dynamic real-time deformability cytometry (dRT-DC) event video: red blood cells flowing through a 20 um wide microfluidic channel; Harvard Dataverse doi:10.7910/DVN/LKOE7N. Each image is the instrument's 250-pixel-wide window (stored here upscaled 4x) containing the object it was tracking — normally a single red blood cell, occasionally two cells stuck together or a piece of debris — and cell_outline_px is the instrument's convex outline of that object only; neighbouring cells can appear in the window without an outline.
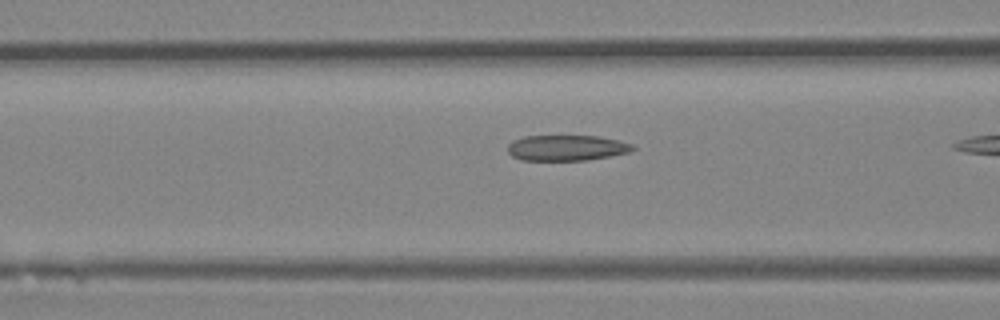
{"species": "Egyptian fruit bat (a non-hibernating species)", "species_latin": "Rousettus aegyptiacus", "temperature_condition": "room temperature", "stored_images_in_passage": 28, "camera_frame_rate_fps": 3000, "um_per_image_px": 0.085, "animal": {"sex": "female"}, "frame": {"image": 1, "passage_image": 7, "time_ms": 2.0, "image_size_px": [1000, 320], "cell_outline_px": [[636, 148], [632, 152], [588, 160], [520, 160], [512, 156], [508, 152], [508, 144], [512, 140], [524, 136], [596, 136], [620, 140], [632, 144]], "centroid_in_image_um": [48.18, 12.57], "position_along_channel_um": 118.4, "area_um2": 18.84}}
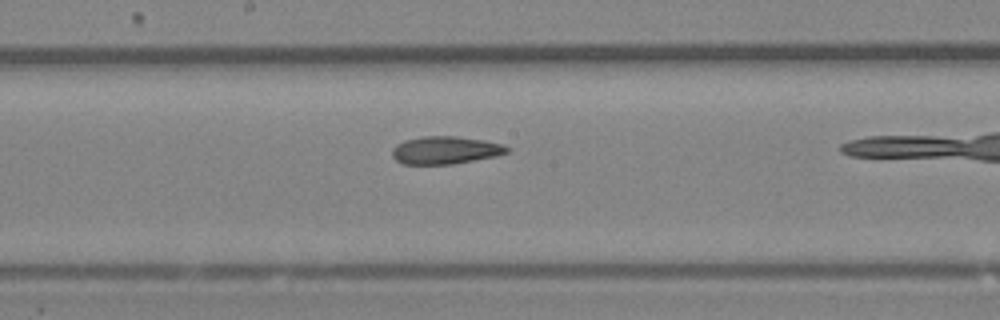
{"frame": {"image": 2, "passage_image": 13, "time_ms": 4.0, "image_size_px": [1000, 320], "cell_outline_px": [[512, 148], [508, 152], [496, 156], [452, 164], [400, 164], [392, 156], [392, 148], [396, 144], [404, 140], [424, 136], [456, 136], [484, 140], [504, 144]], "centroid_in_image_um": [37.86, 12.76], "position_along_channel_um": 210.3, "area_um2": 18.73}}
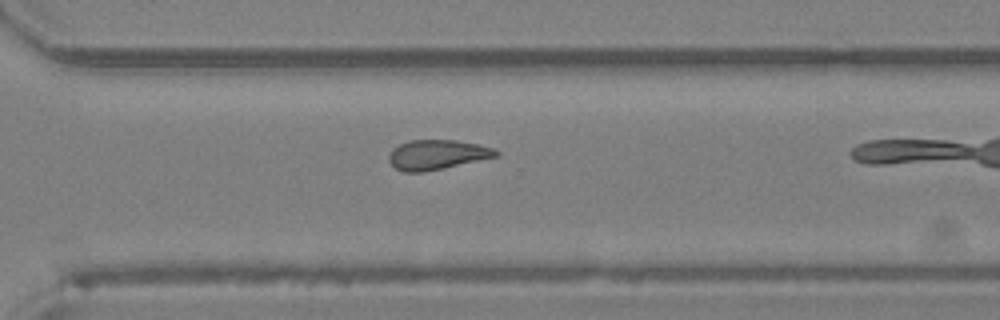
{"frame": {"image": 3, "passage_image": 21, "time_ms": 6.667, "image_size_px": [1000, 320], "cell_outline_px": [[500, 156], [424, 172], [404, 172], [392, 168], [388, 160], [388, 156], [392, 148], [400, 144], [412, 140], [456, 140], [476, 144], [492, 148], [500, 152]], "centroid_in_image_um": [37.12, 13.16], "position_along_channel_um": 333.5, "area_um2": 18.67}}